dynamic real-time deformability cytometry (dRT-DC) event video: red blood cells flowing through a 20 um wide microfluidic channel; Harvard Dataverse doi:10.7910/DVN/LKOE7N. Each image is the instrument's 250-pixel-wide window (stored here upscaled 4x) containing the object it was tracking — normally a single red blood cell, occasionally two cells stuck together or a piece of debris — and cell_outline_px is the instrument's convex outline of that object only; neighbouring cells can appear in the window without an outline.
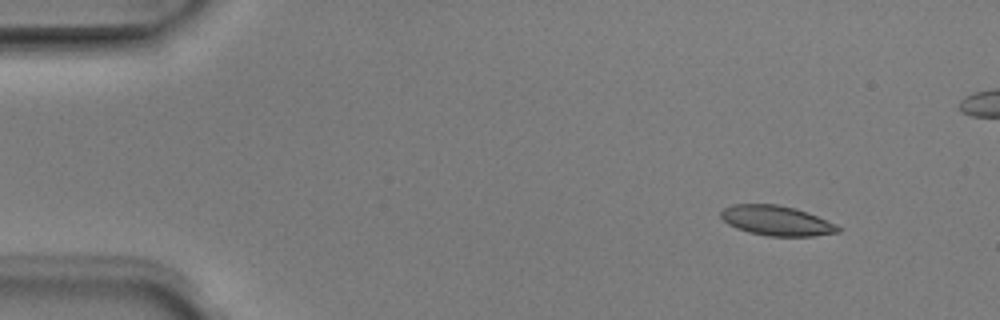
{"species": "Egyptian fruit bat (a non-hibernating species)", "species_latin": "Rousettus aegyptiacus", "temperature_condition": "room temperature", "stored_images_in_passage": 6, "camera_frame_rate_fps": 3000, "um_per_image_px": 0.085, "animal": {"sex": "male"}, "frame": {"image": 1, "passage_image": 2, "time_ms": 0.333, "image_size_px": [1000, 320], "cell_outline_px": [[840, 232], [812, 236], [768, 236], [748, 232], [736, 228], [728, 224], [720, 216], [720, 212], [724, 208], [732, 204], [776, 204], [796, 208], [808, 212], [836, 224], [840, 228]], "centroid_in_image_um": [66.0, 18.75], "position_along_channel_um": 19.0, "area_um2": 20.46}}
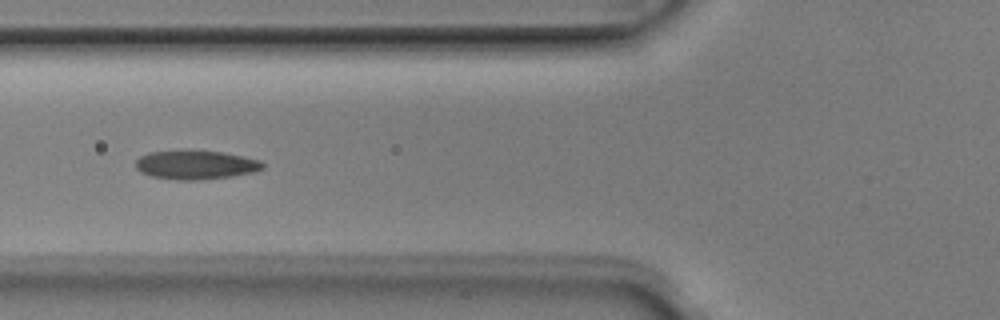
{"frame": {"image": 2, "passage_image": 6, "time_ms": 1.667, "image_size_px": [1000, 320], "cell_outline_px": [[264, 168], [256, 172], [232, 176], [196, 180], [180, 180], [152, 176], [140, 172], [136, 168], [136, 160], [140, 156], [148, 152], [180, 148], [192, 148], [224, 152], [260, 160], [264, 164]], "centroid_in_image_um": [16.62, 13.96], "position_along_channel_um": 109.2, "area_um2": 22.2}}